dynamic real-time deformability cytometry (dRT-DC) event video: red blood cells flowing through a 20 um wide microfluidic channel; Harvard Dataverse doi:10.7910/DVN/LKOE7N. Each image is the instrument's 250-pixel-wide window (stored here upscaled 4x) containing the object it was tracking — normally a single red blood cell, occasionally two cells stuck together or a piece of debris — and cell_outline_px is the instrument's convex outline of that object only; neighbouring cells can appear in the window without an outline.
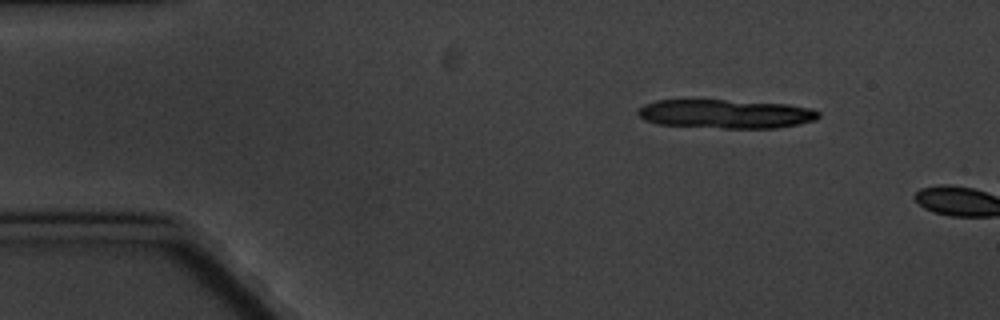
{"species": "common noctule bat (a hibernating species)", "species_latin": "Nyctalus noctula", "temperature_condition": "cold", "stored_images_in_passage": 3, "camera_frame_rate_fps": 3000, "um_per_image_px": 0.085, "animal": {"sex": "male", "body_mass_g": 20.1, "forearm_length_mm": 53.5}, "frame": {"image": 1, "passage_image": 1, "time_ms": 0.0, "image_size_px": [1000, 320], "cell_outline_px": [[820, 116], [816, 120], [776, 128], [724, 128], [656, 124], [644, 120], [636, 112], [644, 104], [656, 100], [724, 100], [788, 104], [812, 108], [820, 112]], "centroid_in_image_um": [61.68, 9.68], "position_along_channel_um": 23.3, "area_um2": 30.4}}